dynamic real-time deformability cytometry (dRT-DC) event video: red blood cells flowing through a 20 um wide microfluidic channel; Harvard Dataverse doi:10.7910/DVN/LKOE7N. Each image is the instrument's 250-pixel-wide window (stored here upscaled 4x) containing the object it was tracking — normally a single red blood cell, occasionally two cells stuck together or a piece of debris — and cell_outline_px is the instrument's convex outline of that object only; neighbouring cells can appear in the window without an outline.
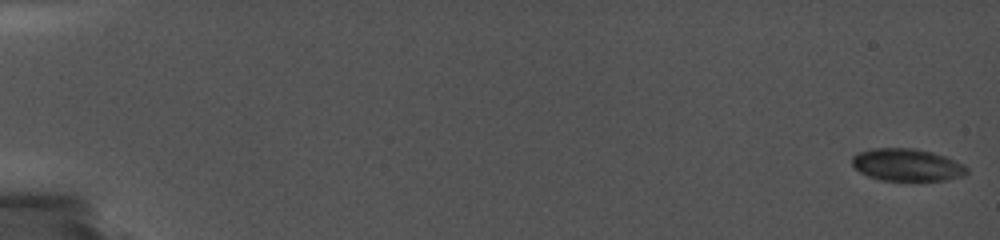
{"species": "common noctule bat (a hibernating species)", "species_latin": "Nyctalus noctula", "temperature_condition": "cold", "stored_images_in_passage": 10, "camera_frame_rate_fps": 5000, "um_per_image_px": 0.085, "animal": {"sex": "female", "body_mass_g": 19.0, "forearm_length_mm": 56.7}, "frame": {"image": 1, "passage_image": 1, "time_ms": 0.0, "image_size_px": [1000, 240], "cell_outline_px": [[968, 172], [964, 176], [948, 180], [880, 180], [868, 176], [860, 172], [852, 164], [852, 156], [860, 152], [876, 148], [912, 148], [932, 152], [944, 156], [964, 164], [968, 168]], "centroid_in_image_um": [77.12, 14.02], "position_along_channel_um": 7.9, "area_um2": 21.56}}
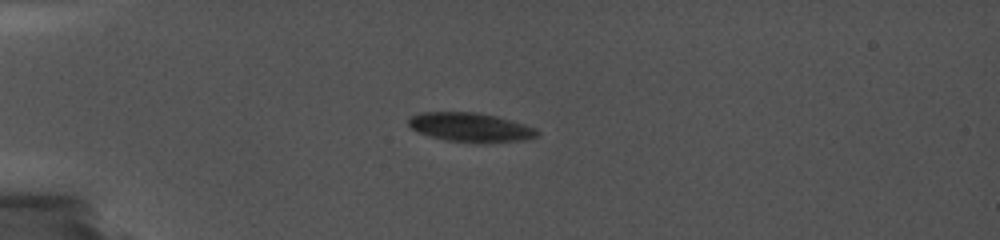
{"frame": {"image": 2, "passage_image": 8, "time_ms": 5.2, "image_size_px": [1000, 240], "cell_outline_px": [[540, 136], [524, 140], [448, 140], [432, 136], [420, 132], [412, 128], [408, 124], [408, 116], [420, 112], [480, 112], [512, 120], [536, 128], [540, 132]], "centroid_in_image_um": [39.99, 10.76], "position_along_channel_um": 45.0, "area_um2": 21.04}}